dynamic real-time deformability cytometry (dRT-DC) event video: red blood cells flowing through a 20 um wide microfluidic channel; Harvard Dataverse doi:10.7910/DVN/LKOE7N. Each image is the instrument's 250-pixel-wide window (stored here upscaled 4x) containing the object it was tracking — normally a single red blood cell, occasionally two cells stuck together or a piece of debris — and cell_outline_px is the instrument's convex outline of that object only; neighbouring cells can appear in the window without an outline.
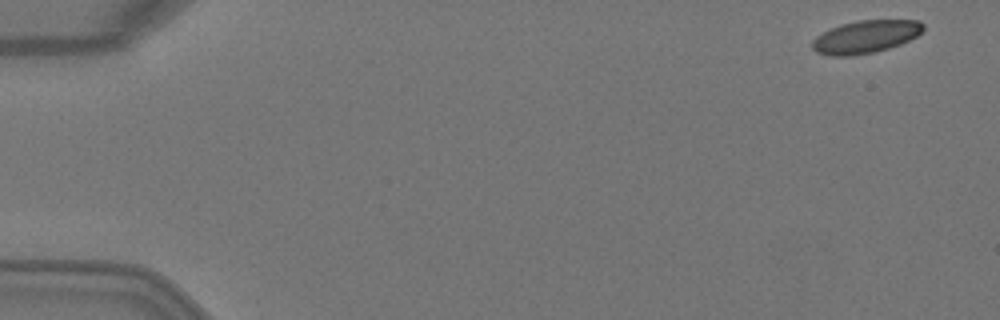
{"species": "Egyptian fruit bat (a non-hibernating species)", "species_latin": "Rousettus aegyptiacus", "temperature_condition": "warm", "stored_images_in_passage": 8, "camera_frame_rate_fps": 3000, "um_per_image_px": 0.085, "animal": {"sex": "female"}, "frame": {"image": 1, "passage_image": 1, "time_ms": 0.0, "image_size_px": [1000, 320], "cell_outline_px": [[924, 28], [916, 36], [900, 44], [888, 48], [872, 52], [848, 56], [832, 56], [816, 52], [812, 48], [812, 40], [816, 36], [840, 24], [860, 20], [920, 20], [924, 24]], "centroid_in_image_um": [73.56, 3.12], "position_along_channel_um": 11.4, "area_um2": 20.98}}
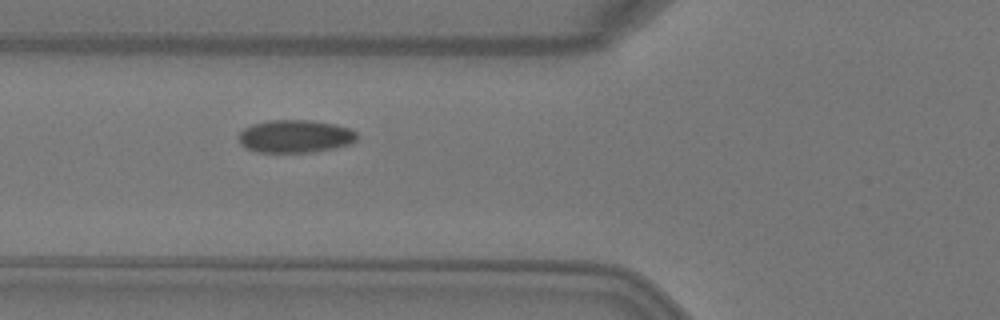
{"frame": {"image": 2, "passage_image": 5, "time_ms": 1.333, "image_size_px": [1000, 320], "cell_outline_px": [[360, 136], [352, 144], [336, 148], [312, 152], [260, 152], [248, 148], [240, 144], [240, 132], [244, 128], [252, 124], [268, 120], [312, 120], [336, 124], [348, 128], [356, 132]], "centroid_in_image_um": [25.15, 11.58], "position_along_channel_um": 100.6, "area_um2": 22.77}}
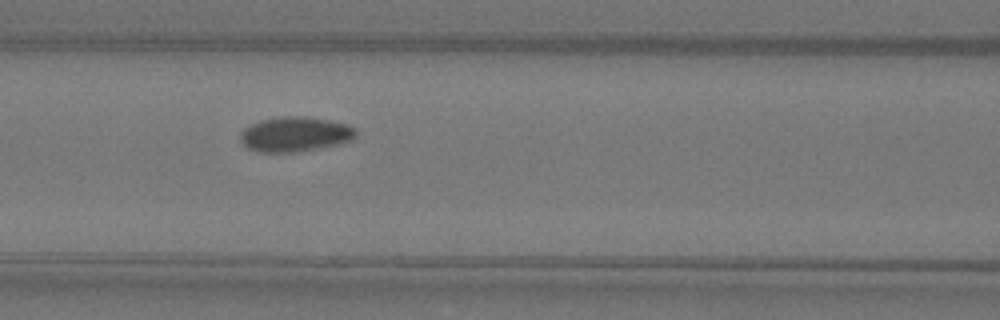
{"frame": {"image": 3, "passage_image": 6, "time_ms": 1.667, "image_size_px": [1000, 320], "cell_outline_px": [[356, 136], [352, 140], [340, 144], [296, 152], [256, 152], [248, 148], [240, 140], [240, 132], [244, 128], [260, 120], [280, 116], [308, 116], [332, 120], [348, 124], [356, 128]], "centroid_in_image_um": [25.1, 11.4], "position_along_channel_um": 141.5, "area_um2": 23.81}}